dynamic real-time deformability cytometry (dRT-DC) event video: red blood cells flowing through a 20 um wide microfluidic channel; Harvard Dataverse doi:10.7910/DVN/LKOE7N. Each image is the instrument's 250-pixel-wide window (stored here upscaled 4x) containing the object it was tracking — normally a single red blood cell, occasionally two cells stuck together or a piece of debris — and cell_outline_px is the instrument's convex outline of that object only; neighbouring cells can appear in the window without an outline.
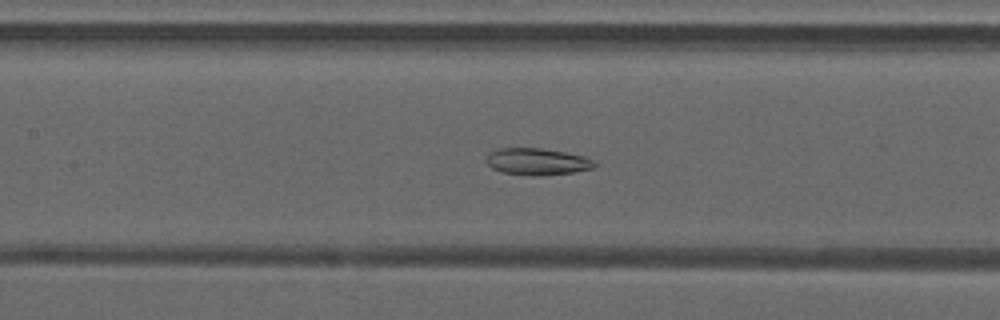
{"species": "common noctule bat (a hibernating species)", "species_latin": "Nyctalus noctula", "temperature_condition": "warm", "stored_images_in_passage": 50, "camera_frame_rate_fps": 3000, "um_per_image_px": 0.085, "animal": {"sex": "male", "forearm_length_mm": 52.5}, "frame": {"image": 1, "passage_image": 24, "time_ms": 7.667, "image_size_px": [1000, 320], "cell_outline_px": [[596, 164], [592, 168], [572, 172], [536, 176], [532, 176], [500, 172], [492, 168], [488, 164], [488, 156], [492, 152], [500, 148], [540, 148], [564, 152], [584, 156], [592, 160]], "centroid_in_image_um": [45.65, 13.74], "position_along_channel_um": 161.7, "area_um2": 16.59}}
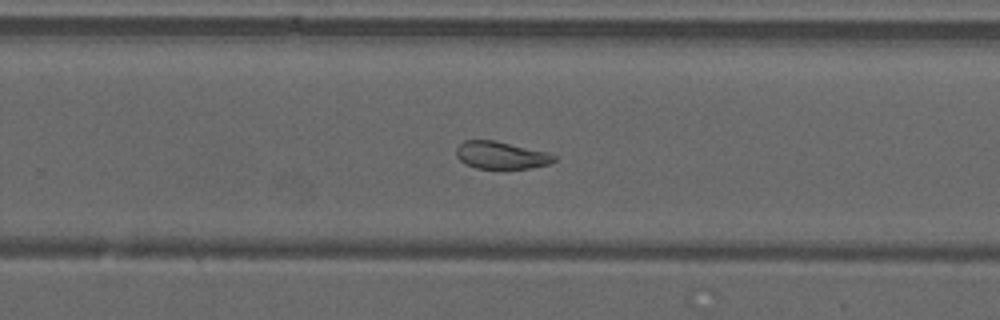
{"frame": {"image": 2, "passage_image": 33, "time_ms": 10.667, "image_size_px": [1000, 320], "cell_outline_px": [[556, 160], [548, 164], [532, 168], [476, 168], [464, 164], [456, 156], [456, 148], [464, 140], [492, 140], [548, 152], [556, 156]], "centroid_in_image_um": [42.58, 13.19], "position_along_channel_um": 287.2, "area_um2": 15.55}}
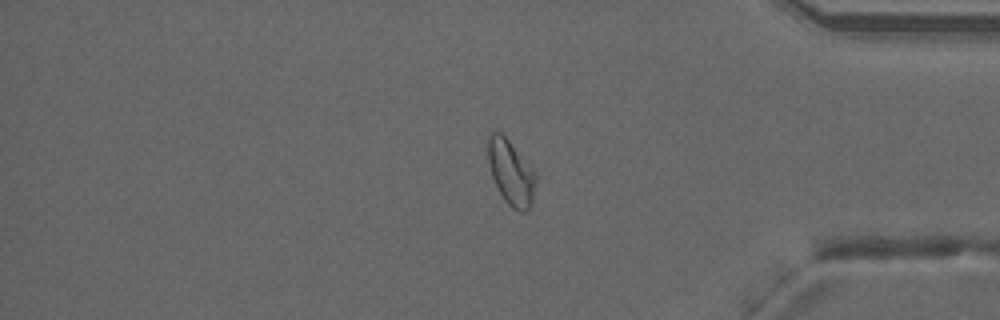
{"frame": {"image": 3, "passage_image": 42, "time_ms": 13.667, "image_size_px": [1000, 320], "cell_outline_px": [[536, 184], [532, 204], [524, 212], [520, 212], [512, 208], [504, 200], [492, 176], [488, 160], [488, 132], [500, 132], [508, 140], [536, 172]], "centroid_in_image_um": [43.44, 14.68], "position_along_channel_um": 391.8, "area_um2": 17.98}, "authors_computed_cell_mechanics": {"area_um2": 20.4901, "velocity_mm_per_s": 4.2019, "shape_relaxation_time_tau1_ms": null, "shape_relaxation_time_tau2_ms": 2.6392, "deformation_change_tau1": null, "deformation_change_tau2": 0.0811}}